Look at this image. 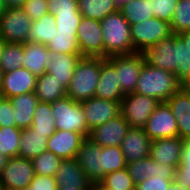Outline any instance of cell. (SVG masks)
<instances>
[{
    "label": "cell",
    "instance_id": "1",
    "mask_svg": "<svg viewBox=\"0 0 190 190\" xmlns=\"http://www.w3.org/2000/svg\"><path fill=\"white\" fill-rule=\"evenodd\" d=\"M181 87L182 83L174 73L152 67L144 60L135 92L155 98L162 103L171 98Z\"/></svg>",
    "mask_w": 190,
    "mask_h": 190
},
{
    "label": "cell",
    "instance_id": "2",
    "mask_svg": "<svg viewBox=\"0 0 190 190\" xmlns=\"http://www.w3.org/2000/svg\"><path fill=\"white\" fill-rule=\"evenodd\" d=\"M104 58L135 53L131 40V25L118 10L101 21Z\"/></svg>",
    "mask_w": 190,
    "mask_h": 190
},
{
    "label": "cell",
    "instance_id": "3",
    "mask_svg": "<svg viewBox=\"0 0 190 190\" xmlns=\"http://www.w3.org/2000/svg\"><path fill=\"white\" fill-rule=\"evenodd\" d=\"M103 57L82 56L67 88V97L82 102L95 96Z\"/></svg>",
    "mask_w": 190,
    "mask_h": 190
},
{
    "label": "cell",
    "instance_id": "4",
    "mask_svg": "<svg viewBox=\"0 0 190 190\" xmlns=\"http://www.w3.org/2000/svg\"><path fill=\"white\" fill-rule=\"evenodd\" d=\"M52 112L56 130L73 131L82 133L85 137L89 136L90 130L79 102L66 96L52 103Z\"/></svg>",
    "mask_w": 190,
    "mask_h": 190
},
{
    "label": "cell",
    "instance_id": "5",
    "mask_svg": "<svg viewBox=\"0 0 190 190\" xmlns=\"http://www.w3.org/2000/svg\"><path fill=\"white\" fill-rule=\"evenodd\" d=\"M172 34L174 33L171 24L156 17L131 25V40L135 53L146 52Z\"/></svg>",
    "mask_w": 190,
    "mask_h": 190
},
{
    "label": "cell",
    "instance_id": "6",
    "mask_svg": "<svg viewBox=\"0 0 190 190\" xmlns=\"http://www.w3.org/2000/svg\"><path fill=\"white\" fill-rule=\"evenodd\" d=\"M76 163L81 167L91 184H99L104 178V151L90 137L82 140L76 156Z\"/></svg>",
    "mask_w": 190,
    "mask_h": 190
},
{
    "label": "cell",
    "instance_id": "7",
    "mask_svg": "<svg viewBox=\"0 0 190 190\" xmlns=\"http://www.w3.org/2000/svg\"><path fill=\"white\" fill-rule=\"evenodd\" d=\"M114 65L119 87L123 95L135 92L138 78L144 65V53H133L107 57Z\"/></svg>",
    "mask_w": 190,
    "mask_h": 190
},
{
    "label": "cell",
    "instance_id": "8",
    "mask_svg": "<svg viewBox=\"0 0 190 190\" xmlns=\"http://www.w3.org/2000/svg\"><path fill=\"white\" fill-rule=\"evenodd\" d=\"M159 104L160 102L155 98L134 92L124 95L120 102V109L130 127L144 128L149 116Z\"/></svg>",
    "mask_w": 190,
    "mask_h": 190
},
{
    "label": "cell",
    "instance_id": "9",
    "mask_svg": "<svg viewBox=\"0 0 190 190\" xmlns=\"http://www.w3.org/2000/svg\"><path fill=\"white\" fill-rule=\"evenodd\" d=\"M32 161L24 157L15 156L8 159L6 166L0 173L3 190H22L30 185L35 177Z\"/></svg>",
    "mask_w": 190,
    "mask_h": 190
},
{
    "label": "cell",
    "instance_id": "10",
    "mask_svg": "<svg viewBox=\"0 0 190 190\" xmlns=\"http://www.w3.org/2000/svg\"><path fill=\"white\" fill-rule=\"evenodd\" d=\"M32 21L22 8H7L0 17V36L7 43L28 42Z\"/></svg>",
    "mask_w": 190,
    "mask_h": 190
},
{
    "label": "cell",
    "instance_id": "11",
    "mask_svg": "<svg viewBox=\"0 0 190 190\" xmlns=\"http://www.w3.org/2000/svg\"><path fill=\"white\" fill-rule=\"evenodd\" d=\"M77 42L81 56L104 58V39L100 21L82 17L77 29Z\"/></svg>",
    "mask_w": 190,
    "mask_h": 190
},
{
    "label": "cell",
    "instance_id": "12",
    "mask_svg": "<svg viewBox=\"0 0 190 190\" xmlns=\"http://www.w3.org/2000/svg\"><path fill=\"white\" fill-rule=\"evenodd\" d=\"M144 129L151 140L178 136L176 119L166 102L160 103L151 113Z\"/></svg>",
    "mask_w": 190,
    "mask_h": 190
},
{
    "label": "cell",
    "instance_id": "13",
    "mask_svg": "<svg viewBox=\"0 0 190 190\" xmlns=\"http://www.w3.org/2000/svg\"><path fill=\"white\" fill-rule=\"evenodd\" d=\"M120 102L121 101L100 99L95 96L89 100L80 102L89 130L103 125L107 121L120 115Z\"/></svg>",
    "mask_w": 190,
    "mask_h": 190
},
{
    "label": "cell",
    "instance_id": "14",
    "mask_svg": "<svg viewBox=\"0 0 190 190\" xmlns=\"http://www.w3.org/2000/svg\"><path fill=\"white\" fill-rule=\"evenodd\" d=\"M130 128L129 123L122 114L90 130V137L96 144L102 147H120L122 139Z\"/></svg>",
    "mask_w": 190,
    "mask_h": 190
},
{
    "label": "cell",
    "instance_id": "15",
    "mask_svg": "<svg viewBox=\"0 0 190 190\" xmlns=\"http://www.w3.org/2000/svg\"><path fill=\"white\" fill-rule=\"evenodd\" d=\"M126 168L135 185L156 175L163 176L168 180H175L176 168L173 165L161 164L150 156L131 162L127 164Z\"/></svg>",
    "mask_w": 190,
    "mask_h": 190
},
{
    "label": "cell",
    "instance_id": "16",
    "mask_svg": "<svg viewBox=\"0 0 190 190\" xmlns=\"http://www.w3.org/2000/svg\"><path fill=\"white\" fill-rule=\"evenodd\" d=\"M152 140L144 128L130 127L122 139L121 150L127 164L150 155Z\"/></svg>",
    "mask_w": 190,
    "mask_h": 190
},
{
    "label": "cell",
    "instance_id": "17",
    "mask_svg": "<svg viewBox=\"0 0 190 190\" xmlns=\"http://www.w3.org/2000/svg\"><path fill=\"white\" fill-rule=\"evenodd\" d=\"M38 76L24 67L3 73L1 93L4 98L34 92Z\"/></svg>",
    "mask_w": 190,
    "mask_h": 190
},
{
    "label": "cell",
    "instance_id": "18",
    "mask_svg": "<svg viewBox=\"0 0 190 190\" xmlns=\"http://www.w3.org/2000/svg\"><path fill=\"white\" fill-rule=\"evenodd\" d=\"M84 138L82 133L56 130L48 139L47 150L61 159H75Z\"/></svg>",
    "mask_w": 190,
    "mask_h": 190
},
{
    "label": "cell",
    "instance_id": "19",
    "mask_svg": "<svg viewBox=\"0 0 190 190\" xmlns=\"http://www.w3.org/2000/svg\"><path fill=\"white\" fill-rule=\"evenodd\" d=\"M183 139L180 136L152 140L150 157L161 164L180 165Z\"/></svg>",
    "mask_w": 190,
    "mask_h": 190
},
{
    "label": "cell",
    "instance_id": "20",
    "mask_svg": "<svg viewBox=\"0 0 190 190\" xmlns=\"http://www.w3.org/2000/svg\"><path fill=\"white\" fill-rule=\"evenodd\" d=\"M81 57V54L50 53V58L46 64V72L67 89Z\"/></svg>",
    "mask_w": 190,
    "mask_h": 190
},
{
    "label": "cell",
    "instance_id": "21",
    "mask_svg": "<svg viewBox=\"0 0 190 190\" xmlns=\"http://www.w3.org/2000/svg\"><path fill=\"white\" fill-rule=\"evenodd\" d=\"M166 103L171 108L178 127V136L190 140V97L182 87Z\"/></svg>",
    "mask_w": 190,
    "mask_h": 190
},
{
    "label": "cell",
    "instance_id": "22",
    "mask_svg": "<svg viewBox=\"0 0 190 190\" xmlns=\"http://www.w3.org/2000/svg\"><path fill=\"white\" fill-rule=\"evenodd\" d=\"M95 97L111 101H121L124 97L119 87L115 67L107 58L101 63Z\"/></svg>",
    "mask_w": 190,
    "mask_h": 190
},
{
    "label": "cell",
    "instance_id": "23",
    "mask_svg": "<svg viewBox=\"0 0 190 190\" xmlns=\"http://www.w3.org/2000/svg\"><path fill=\"white\" fill-rule=\"evenodd\" d=\"M146 62L152 67L174 73V34L162 39L144 52Z\"/></svg>",
    "mask_w": 190,
    "mask_h": 190
},
{
    "label": "cell",
    "instance_id": "24",
    "mask_svg": "<svg viewBox=\"0 0 190 190\" xmlns=\"http://www.w3.org/2000/svg\"><path fill=\"white\" fill-rule=\"evenodd\" d=\"M55 178L58 186H70L80 190H90L91 187V183L75 159H62Z\"/></svg>",
    "mask_w": 190,
    "mask_h": 190
},
{
    "label": "cell",
    "instance_id": "25",
    "mask_svg": "<svg viewBox=\"0 0 190 190\" xmlns=\"http://www.w3.org/2000/svg\"><path fill=\"white\" fill-rule=\"evenodd\" d=\"M10 99L13 107L14 120L16 127L27 129L31 127L33 113L39 102L34 92L24 93L22 95L13 96Z\"/></svg>",
    "mask_w": 190,
    "mask_h": 190
},
{
    "label": "cell",
    "instance_id": "26",
    "mask_svg": "<svg viewBox=\"0 0 190 190\" xmlns=\"http://www.w3.org/2000/svg\"><path fill=\"white\" fill-rule=\"evenodd\" d=\"M23 67L39 76L46 72V64L50 58V51L46 45L27 42L24 44Z\"/></svg>",
    "mask_w": 190,
    "mask_h": 190
},
{
    "label": "cell",
    "instance_id": "27",
    "mask_svg": "<svg viewBox=\"0 0 190 190\" xmlns=\"http://www.w3.org/2000/svg\"><path fill=\"white\" fill-rule=\"evenodd\" d=\"M48 139L46 134L37 133L32 127L22 129L18 156L32 160L47 150Z\"/></svg>",
    "mask_w": 190,
    "mask_h": 190
},
{
    "label": "cell",
    "instance_id": "28",
    "mask_svg": "<svg viewBox=\"0 0 190 190\" xmlns=\"http://www.w3.org/2000/svg\"><path fill=\"white\" fill-rule=\"evenodd\" d=\"M34 93L39 101L52 104L56 100L66 97L67 89L59 81L53 79L49 73L45 72L38 76Z\"/></svg>",
    "mask_w": 190,
    "mask_h": 190
},
{
    "label": "cell",
    "instance_id": "29",
    "mask_svg": "<svg viewBox=\"0 0 190 190\" xmlns=\"http://www.w3.org/2000/svg\"><path fill=\"white\" fill-rule=\"evenodd\" d=\"M78 10L83 17L102 21L119 10L114 0H77Z\"/></svg>",
    "mask_w": 190,
    "mask_h": 190
},
{
    "label": "cell",
    "instance_id": "30",
    "mask_svg": "<svg viewBox=\"0 0 190 190\" xmlns=\"http://www.w3.org/2000/svg\"><path fill=\"white\" fill-rule=\"evenodd\" d=\"M55 32H57L56 19L52 13H47L42 18L32 22L28 42L48 45Z\"/></svg>",
    "mask_w": 190,
    "mask_h": 190
},
{
    "label": "cell",
    "instance_id": "31",
    "mask_svg": "<svg viewBox=\"0 0 190 190\" xmlns=\"http://www.w3.org/2000/svg\"><path fill=\"white\" fill-rule=\"evenodd\" d=\"M151 1L153 0H128L119 7V11L130 25L137 24L154 17Z\"/></svg>",
    "mask_w": 190,
    "mask_h": 190
},
{
    "label": "cell",
    "instance_id": "32",
    "mask_svg": "<svg viewBox=\"0 0 190 190\" xmlns=\"http://www.w3.org/2000/svg\"><path fill=\"white\" fill-rule=\"evenodd\" d=\"M31 127L40 134L50 137L55 131V118L53 117L52 104L39 101L33 113Z\"/></svg>",
    "mask_w": 190,
    "mask_h": 190
},
{
    "label": "cell",
    "instance_id": "33",
    "mask_svg": "<svg viewBox=\"0 0 190 190\" xmlns=\"http://www.w3.org/2000/svg\"><path fill=\"white\" fill-rule=\"evenodd\" d=\"M174 74L181 83L190 75V51L178 34H174Z\"/></svg>",
    "mask_w": 190,
    "mask_h": 190
},
{
    "label": "cell",
    "instance_id": "34",
    "mask_svg": "<svg viewBox=\"0 0 190 190\" xmlns=\"http://www.w3.org/2000/svg\"><path fill=\"white\" fill-rule=\"evenodd\" d=\"M46 46L50 53L80 54L77 32H55Z\"/></svg>",
    "mask_w": 190,
    "mask_h": 190
},
{
    "label": "cell",
    "instance_id": "35",
    "mask_svg": "<svg viewBox=\"0 0 190 190\" xmlns=\"http://www.w3.org/2000/svg\"><path fill=\"white\" fill-rule=\"evenodd\" d=\"M21 131L16 126L0 127V152L8 159L18 156Z\"/></svg>",
    "mask_w": 190,
    "mask_h": 190
},
{
    "label": "cell",
    "instance_id": "36",
    "mask_svg": "<svg viewBox=\"0 0 190 190\" xmlns=\"http://www.w3.org/2000/svg\"><path fill=\"white\" fill-rule=\"evenodd\" d=\"M24 44L6 43L0 60V69L3 73L14 71L23 67L24 64Z\"/></svg>",
    "mask_w": 190,
    "mask_h": 190
},
{
    "label": "cell",
    "instance_id": "37",
    "mask_svg": "<svg viewBox=\"0 0 190 190\" xmlns=\"http://www.w3.org/2000/svg\"><path fill=\"white\" fill-rule=\"evenodd\" d=\"M61 160L54 153L46 150L44 153L35 156L31 161L36 175L55 176Z\"/></svg>",
    "mask_w": 190,
    "mask_h": 190
},
{
    "label": "cell",
    "instance_id": "38",
    "mask_svg": "<svg viewBox=\"0 0 190 190\" xmlns=\"http://www.w3.org/2000/svg\"><path fill=\"white\" fill-rule=\"evenodd\" d=\"M99 184L107 190H131L136 186L127 168L106 174Z\"/></svg>",
    "mask_w": 190,
    "mask_h": 190
},
{
    "label": "cell",
    "instance_id": "39",
    "mask_svg": "<svg viewBox=\"0 0 190 190\" xmlns=\"http://www.w3.org/2000/svg\"><path fill=\"white\" fill-rule=\"evenodd\" d=\"M170 24L174 34L190 30V0H178Z\"/></svg>",
    "mask_w": 190,
    "mask_h": 190
},
{
    "label": "cell",
    "instance_id": "40",
    "mask_svg": "<svg viewBox=\"0 0 190 190\" xmlns=\"http://www.w3.org/2000/svg\"><path fill=\"white\" fill-rule=\"evenodd\" d=\"M175 181L190 190V140L183 139L181 161L176 169Z\"/></svg>",
    "mask_w": 190,
    "mask_h": 190
},
{
    "label": "cell",
    "instance_id": "41",
    "mask_svg": "<svg viewBox=\"0 0 190 190\" xmlns=\"http://www.w3.org/2000/svg\"><path fill=\"white\" fill-rule=\"evenodd\" d=\"M104 151V176L110 172L127 167L121 147H103Z\"/></svg>",
    "mask_w": 190,
    "mask_h": 190
},
{
    "label": "cell",
    "instance_id": "42",
    "mask_svg": "<svg viewBox=\"0 0 190 190\" xmlns=\"http://www.w3.org/2000/svg\"><path fill=\"white\" fill-rule=\"evenodd\" d=\"M56 19L57 32H77L81 23L80 12L54 13Z\"/></svg>",
    "mask_w": 190,
    "mask_h": 190
},
{
    "label": "cell",
    "instance_id": "43",
    "mask_svg": "<svg viewBox=\"0 0 190 190\" xmlns=\"http://www.w3.org/2000/svg\"><path fill=\"white\" fill-rule=\"evenodd\" d=\"M178 0H153L151 1L153 16L171 22Z\"/></svg>",
    "mask_w": 190,
    "mask_h": 190
},
{
    "label": "cell",
    "instance_id": "44",
    "mask_svg": "<svg viewBox=\"0 0 190 190\" xmlns=\"http://www.w3.org/2000/svg\"><path fill=\"white\" fill-rule=\"evenodd\" d=\"M48 5L47 0H26L22 10L29 16L32 22H35L49 13Z\"/></svg>",
    "mask_w": 190,
    "mask_h": 190
},
{
    "label": "cell",
    "instance_id": "45",
    "mask_svg": "<svg viewBox=\"0 0 190 190\" xmlns=\"http://www.w3.org/2000/svg\"><path fill=\"white\" fill-rule=\"evenodd\" d=\"M173 180L163 178L156 175L155 177L147 178L144 182L136 185L138 190H170Z\"/></svg>",
    "mask_w": 190,
    "mask_h": 190
},
{
    "label": "cell",
    "instance_id": "46",
    "mask_svg": "<svg viewBox=\"0 0 190 190\" xmlns=\"http://www.w3.org/2000/svg\"><path fill=\"white\" fill-rule=\"evenodd\" d=\"M49 13L79 12L77 0H47Z\"/></svg>",
    "mask_w": 190,
    "mask_h": 190
},
{
    "label": "cell",
    "instance_id": "47",
    "mask_svg": "<svg viewBox=\"0 0 190 190\" xmlns=\"http://www.w3.org/2000/svg\"><path fill=\"white\" fill-rule=\"evenodd\" d=\"M57 187L55 176L35 175L27 188L29 190H57Z\"/></svg>",
    "mask_w": 190,
    "mask_h": 190
},
{
    "label": "cell",
    "instance_id": "48",
    "mask_svg": "<svg viewBox=\"0 0 190 190\" xmlns=\"http://www.w3.org/2000/svg\"><path fill=\"white\" fill-rule=\"evenodd\" d=\"M16 126L13 115V107L9 98H3L0 103V127Z\"/></svg>",
    "mask_w": 190,
    "mask_h": 190
},
{
    "label": "cell",
    "instance_id": "49",
    "mask_svg": "<svg viewBox=\"0 0 190 190\" xmlns=\"http://www.w3.org/2000/svg\"><path fill=\"white\" fill-rule=\"evenodd\" d=\"M26 0H4L6 8H22Z\"/></svg>",
    "mask_w": 190,
    "mask_h": 190
},
{
    "label": "cell",
    "instance_id": "50",
    "mask_svg": "<svg viewBox=\"0 0 190 190\" xmlns=\"http://www.w3.org/2000/svg\"><path fill=\"white\" fill-rule=\"evenodd\" d=\"M178 36L184 41L186 47L190 51V30L183 31L178 34Z\"/></svg>",
    "mask_w": 190,
    "mask_h": 190
},
{
    "label": "cell",
    "instance_id": "51",
    "mask_svg": "<svg viewBox=\"0 0 190 190\" xmlns=\"http://www.w3.org/2000/svg\"><path fill=\"white\" fill-rule=\"evenodd\" d=\"M170 190H189V189H186L184 188L183 186H180L177 181L173 180L172 181V184L170 186Z\"/></svg>",
    "mask_w": 190,
    "mask_h": 190
},
{
    "label": "cell",
    "instance_id": "52",
    "mask_svg": "<svg viewBox=\"0 0 190 190\" xmlns=\"http://www.w3.org/2000/svg\"><path fill=\"white\" fill-rule=\"evenodd\" d=\"M8 161V158L5 157L1 152H0V173L2 169L6 166V163Z\"/></svg>",
    "mask_w": 190,
    "mask_h": 190
},
{
    "label": "cell",
    "instance_id": "53",
    "mask_svg": "<svg viewBox=\"0 0 190 190\" xmlns=\"http://www.w3.org/2000/svg\"><path fill=\"white\" fill-rule=\"evenodd\" d=\"M182 88L190 92V75L182 82Z\"/></svg>",
    "mask_w": 190,
    "mask_h": 190
},
{
    "label": "cell",
    "instance_id": "54",
    "mask_svg": "<svg viewBox=\"0 0 190 190\" xmlns=\"http://www.w3.org/2000/svg\"><path fill=\"white\" fill-rule=\"evenodd\" d=\"M6 43L7 42L0 36V60H1V56L3 54Z\"/></svg>",
    "mask_w": 190,
    "mask_h": 190
},
{
    "label": "cell",
    "instance_id": "55",
    "mask_svg": "<svg viewBox=\"0 0 190 190\" xmlns=\"http://www.w3.org/2000/svg\"><path fill=\"white\" fill-rule=\"evenodd\" d=\"M6 9L7 8H6V5L4 3V0H0V17L3 16Z\"/></svg>",
    "mask_w": 190,
    "mask_h": 190
},
{
    "label": "cell",
    "instance_id": "56",
    "mask_svg": "<svg viewBox=\"0 0 190 190\" xmlns=\"http://www.w3.org/2000/svg\"><path fill=\"white\" fill-rule=\"evenodd\" d=\"M90 190H107L100 184H91Z\"/></svg>",
    "mask_w": 190,
    "mask_h": 190
},
{
    "label": "cell",
    "instance_id": "57",
    "mask_svg": "<svg viewBox=\"0 0 190 190\" xmlns=\"http://www.w3.org/2000/svg\"><path fill=\"white\" fill-rule=\"evenodd\" d=\"M57 190H80V189L70 187V186H58Z\"/></svg>",
    "mask_w": 190,
    "mask_h": 190
},
{
    "label": "cell",
    "instance_id": "58",
    "mask_svg": "<svg viewBox=\"0 0 190 190\" xmlns=\"http://www.w3.org/2000/svg\"><path fill=\"white\" fill-rule=\"evenodd\" d=\"M116 5L119 7H121L123 4H125L128 0H114Z\"/></svg>",
    "mask_w": 190,
    "mask_h": 190
},
{
    "label": "cell",
    "instance_id": "59",
    "mask_svg": "<svg viewBox=\"0 0 190 190\" xmlns=\"http://www.w3.org/2000/svg\"><path fill=\"white\" fill-rule=\"evenodd\" d=\"M2 81H3V71L0 69V91L2 88Z\"/></svg>",
    "mask_w": 190,
    "mask_h": 190
},
{
    "label": "cell",
    "instance_id": "60",
    "mask_svg": "<svg viewBox=\"0 0 190 190\" xmlns=\"http://www.w3.org/2000/svg\"><path fill=\"white\" fill-rule=\"evenodd\" d=\"M3 98H4V95L1 93V91H0V103H1V101L3 100Z\"/></svg>",
    "mask_w": 190,
    "mask_h": 190
}]
</instances>
